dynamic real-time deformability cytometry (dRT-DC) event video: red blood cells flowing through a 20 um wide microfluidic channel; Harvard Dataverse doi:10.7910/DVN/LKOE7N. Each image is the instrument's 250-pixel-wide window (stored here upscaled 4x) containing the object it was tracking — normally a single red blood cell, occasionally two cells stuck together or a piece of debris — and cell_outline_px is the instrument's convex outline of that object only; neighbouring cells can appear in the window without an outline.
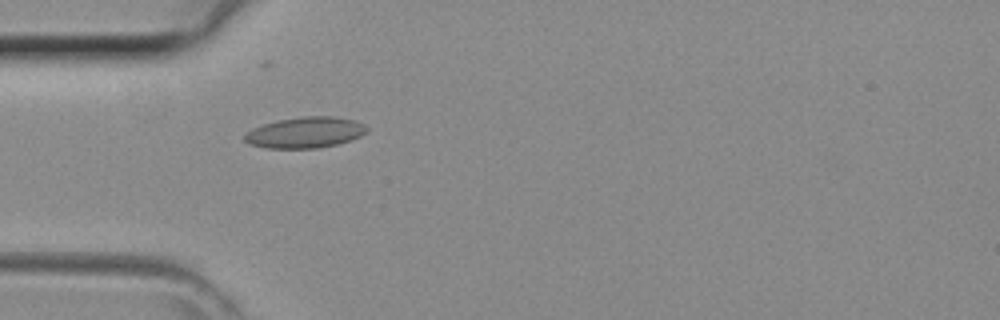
{"species": "common noctule bat (a hibernating species)", "species_latin": "Nyctalus noctula", "temperature_condition": "room temperature", "stored_images_in_passage": 26, "camera_frame_rate_fps": 3000, "um_per_image_px": 0.085, "animal": {"sex": "female", "body_mass_g": 29.2, "forearm_length_mm": 56.3}, "frame": {"image": 1, "passage_image": 6, "time_ms": 1.667, "image_size_px": [1000, 320], "cell_outline_px": [[368, 132], [360, 136], [336, 144], [316, 148], [264, 148], [248, 144], [244, 140], [244, 136], [252, 128], [264, 124], [280, 120], [300, 116], [336, 116], [356, 120], [364, 124], [368, 128]], "centroid_in_image_um": [25.95, 11.25], "position_along_channel_um": 59.0, "area_um2": 22.08}}
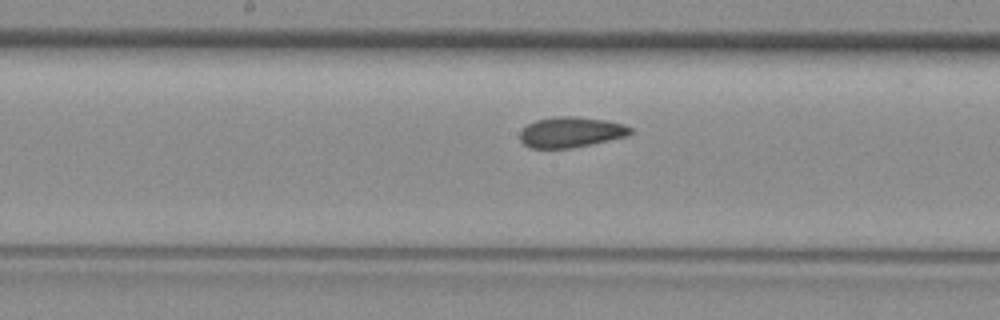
{"frame": {"image": 2, "passage_image": 15, "time_ms": 4.667, "image_size_px": [1000, 320], "cell_outline_px": [[632, 132], [628, 136], [592, 144], [572, 148], [532, 148], [524, 144], [520, 140], [520, 132], [528, 124], [536, 120], [556, 116], [576, 116], [604, 120], [624, 124], [632, 128]], "centroid_in_image_um": [48.54, 11.23], "position_along_channel_um": 199.7, "area_um2": 19.65}}
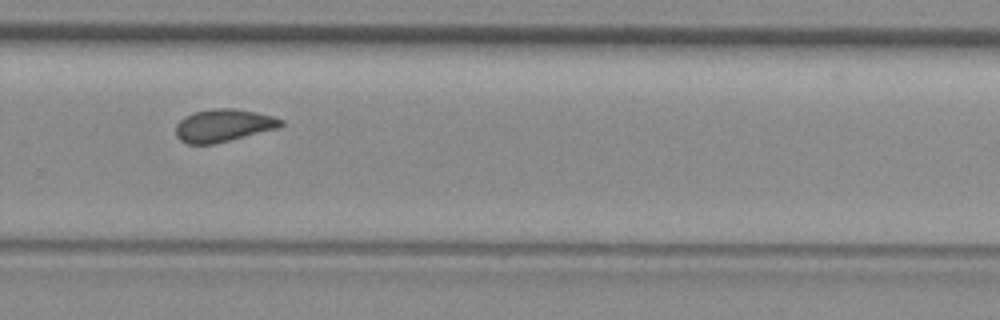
{"frame": {"image": 3, "passage_image": 22, "time_ms": 7.0, "image_size_px": [1000, 320], "cell_outline_px": [[284, 124], [280, 128], [212, 144], [188, 144], [180, 140], [176, 136], [176, 124], [184, 116], [196, 112], [216, 108], [232, 108], [256, 112], [272, 116], [284, 120]], "centroid_in_image_um": [19.0, 10.66], "position_along_channel_um": 310.8, "area_um2": 19.94}}